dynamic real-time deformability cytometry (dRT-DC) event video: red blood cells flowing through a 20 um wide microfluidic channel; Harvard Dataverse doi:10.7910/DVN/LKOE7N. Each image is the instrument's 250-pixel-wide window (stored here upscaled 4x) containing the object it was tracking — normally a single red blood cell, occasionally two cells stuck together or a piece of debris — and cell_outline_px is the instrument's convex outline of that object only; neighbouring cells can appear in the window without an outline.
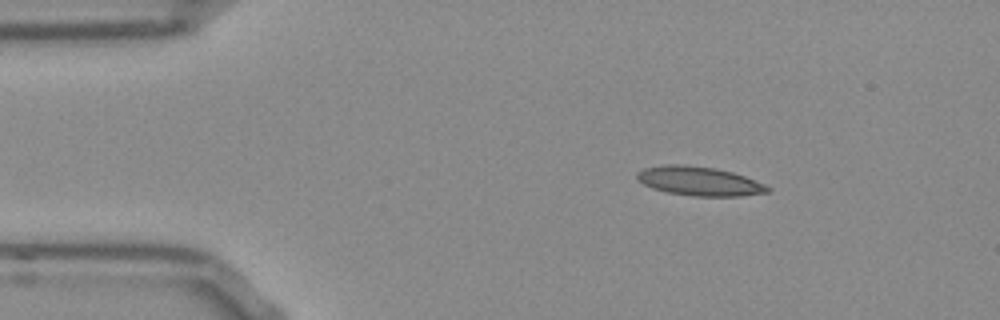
{"species": "Egyptian fruit bat (a non-hibernating species)", "species_latin": "Rousettus aegyptiacus", "temperature_condition": "room temperature", "stored_images_in_passage": 45, "camera_frame_rate_fps": 3000, "um_per_image_px": 0.085, "frame": {"image": 1, "passage_image": 1, "time_ms": 0.0, "image_size_px": [1000, 320], "cell_outline_px": [[772, 188], [768, 192], [740, 196], [692, 196], [664, 192], [652, 188], [644, 184], [636, 176], [636, 172], [644, 168], [668, 164], [680, 164], [712, 168], [732, 172], [744, 176], [764, 184]], "centroid_in_image_um": [59.42, 15.4], "position_along_channel_um": 25.6, "area_um2": 21.96}}
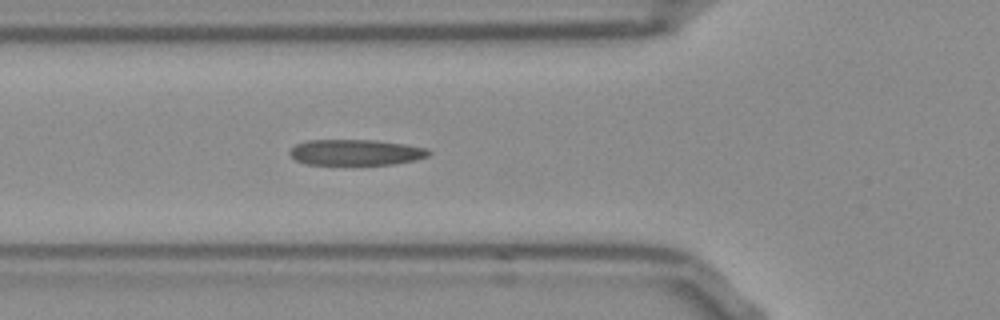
{"frame": {"image": 2, "passage_image": 11, "time_ms": 3.333, "image_size_px": [1000, 320], "cell_outline_px": [[432, 152], [428, 156], [416, 160], [396, 164], [304, 164], [296, 160], [288, 152], [296, 144], [308, 140], [376, 140], [404, 144], [428, 148]], "centroid_in_image_um": [30.27, 12.95], "position_along_channel_um": 95.5, "area_um2": 20.92}}
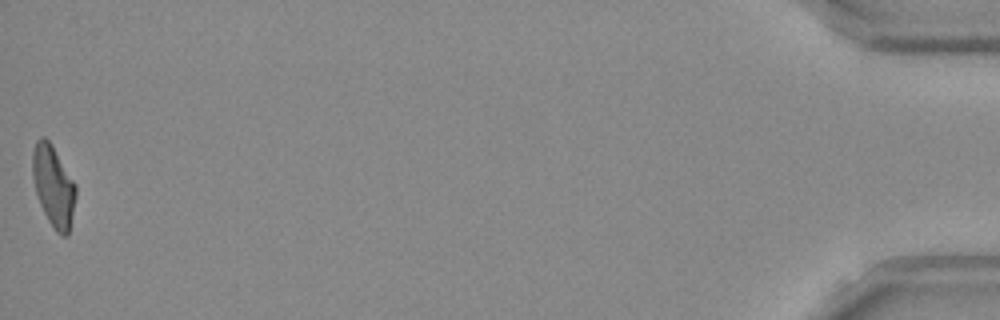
{"frame": {"image": 3, "passage_image": 45, "time_ms": 14.667, "image_size_px": [1000, 320], "cell_outline_px": [[76, 196], [68, 236], [60, 236], [56, 232], [48, 220], [40, 204], [36, 192], [32, 176], [32, 152], [36, 140], [40, 136], [44, 136], [52, 144], [76, 184]], "centroid_in_image_um": [4.54, 15.8], "position_along_channel_um": 430.7, "area_um2": 20.58}, "authors_computed_cell_mechanics": {"area_um2": 20.9814, "velocity_mm_per_s": 3.8679, "shape_relaxation_time_tau1_ms": 5.538, "shape_relaxation_time_tau2_ms": 1.8207, "deformation_change_tau1": 0.1759, "deformation_change_tau2": 0.1201}}